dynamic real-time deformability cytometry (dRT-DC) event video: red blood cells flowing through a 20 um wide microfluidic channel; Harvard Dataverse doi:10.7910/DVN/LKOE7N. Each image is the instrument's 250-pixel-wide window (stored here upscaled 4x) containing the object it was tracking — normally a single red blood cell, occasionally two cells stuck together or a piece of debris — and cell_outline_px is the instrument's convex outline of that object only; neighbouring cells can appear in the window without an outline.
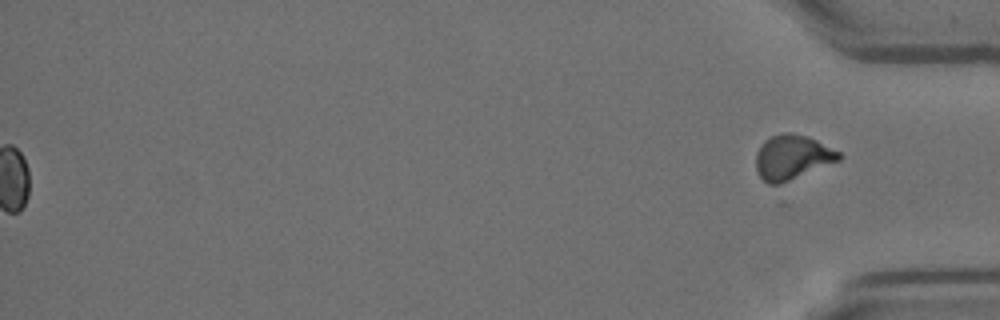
{"species": "Egyptian fruit bat (a non-hibernating species)", "species_latin": "Rousettus aegyptiacus", "temperature_condition": "room temperature", "stored_images_in_passage": 40, "segment_of_instrument_passage": [2, 2], "camera_frame_rate_fps": 3000, "um_per_image_px": 0.085, "animal": {"sex": "female"}, "frame": {"image": 1, "passage_image": 40, "time_ms": 13.0, "image_size_px": [1000, 320], "cell_outline_px": [[840, 160], [776, 188], [768, 184], [760, 176], [756, 168], [756, 152], [760, 144], [764, 140], [772, 136], [784, 132], [788, 132], [808, 136], [840, 152]], "centroid_in_image_um": [67.31, 13.41], "position_along_channel_um": 367.9, "area_um2": 22.14}}